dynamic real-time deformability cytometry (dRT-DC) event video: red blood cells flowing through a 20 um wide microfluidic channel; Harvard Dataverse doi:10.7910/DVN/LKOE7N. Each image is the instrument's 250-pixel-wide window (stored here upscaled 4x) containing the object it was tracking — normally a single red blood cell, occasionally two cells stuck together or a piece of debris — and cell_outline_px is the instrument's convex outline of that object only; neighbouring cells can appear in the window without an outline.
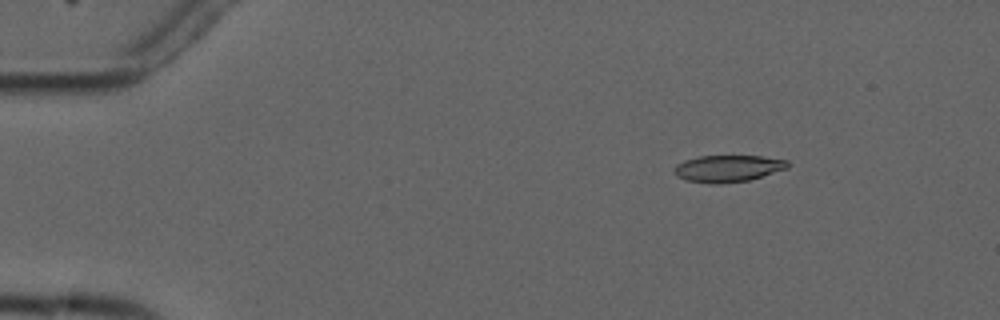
{"species": "common noctule bat (a hibernating species)", "species_latin": "Nyctalus noctula", "temperature_condition": "cold", "stored_images_in_passage": 8, "camera_frame_rate_fps": 3000, "um_per_image_px": 0.085, "animal": {"sex": "male", "forearm_length_mm": 52.5}, "frame": {"image": 1, "passage_image": 2, "time_ms": 1.333, "image_size_px": [1000, 320], "cell_outline_px": [[788, 168], [748, 180], [720, 184], [712, 184], [684, 180], [676, 176], [676, 164], [684, 160], [700, 156], [760, 156], [788, 160]], "centroid_in_image_um": [61.86, 14.32], "position_along_channel_um": 23.1, "area_um2": 17.63}}
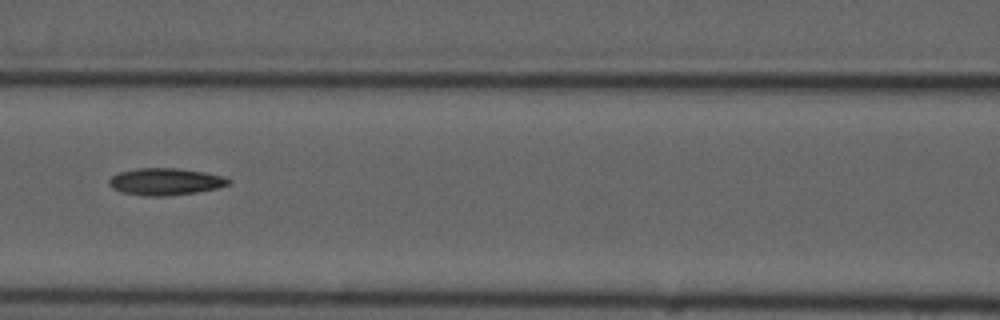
{"frame": {"image": 2, "passage_image": 7, "time_ms": 7.0, "image_size_px": [1000, 320], "cell_outline_px": [[232, 180], [228, 184], [216, 188], [196, 192], [160, 196], [144, 196], [124, 192], [112, 188], [108, 184], [108, 180], [112, 176], [120, 172], [136, 168], [176, 168], [204, 172], [224, 176]], "centroid_in_image_um": [14.04, 15.43], "position_along_channel_um": 152.6, "area_um2": 18.61}}
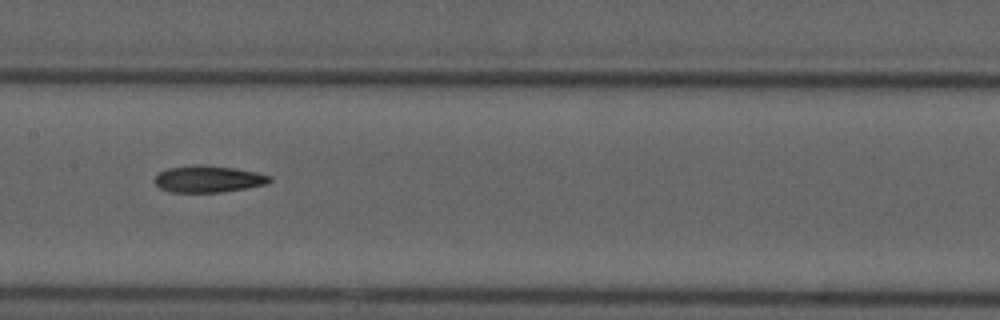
{"frame": {"image": 3, "passage_image": 8, "time_ms": 8.0, "image_size_px": [1000, 320], "cell_outline_px": [[272, 180], [264, 184], [244, 188], [220, 192], [168, 192], [160, 188], [152, 180], [160, 172], [168, 168], [196, 164], [200, 164], [236, 168], [256, 172], [272, 176]], "centroid_in_image_um": [17.67, 15.2], "position_along_channel_um": 189.7, "area_um2": 17.92}}